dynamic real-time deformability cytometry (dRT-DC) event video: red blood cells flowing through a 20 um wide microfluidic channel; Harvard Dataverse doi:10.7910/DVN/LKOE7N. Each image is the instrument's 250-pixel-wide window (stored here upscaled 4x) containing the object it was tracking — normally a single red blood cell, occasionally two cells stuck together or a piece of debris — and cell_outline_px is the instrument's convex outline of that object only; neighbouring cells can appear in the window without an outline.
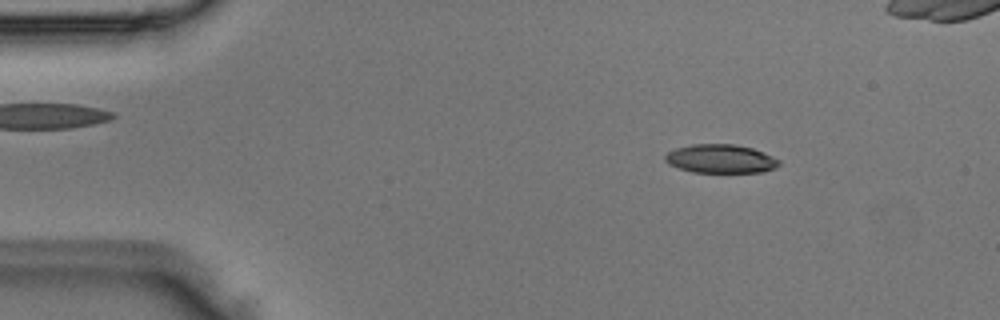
{"species": "Egyptian fruit bat (a non-hibernating species)", "species_latin": "Rousettus aegyptiacus", "temperature_condition": "room temperature", "stored_images_in_passage": 5, "camera_frame_rate_fps": 3000, "um_per_image_px": 0.085, "animal": {"sex": "male"}, "frame": {"image": 1, "passage_image": 2, "time_ms": 0.333, "image_size_px": [1000, 320], "cell_outline_px": [[780, 164], [776, 168], [764, 172], [692, 172], [668, 164], [664, 160], [664, 156], [668, 152], [676, 148], [692, 144], [736, 144], [752, 148], [764, 152], [780, 160]], "centroid_in_image_um": [61.27, 13.49], "position_along_channel_um": 23.7, "area_um2": 19.13}}